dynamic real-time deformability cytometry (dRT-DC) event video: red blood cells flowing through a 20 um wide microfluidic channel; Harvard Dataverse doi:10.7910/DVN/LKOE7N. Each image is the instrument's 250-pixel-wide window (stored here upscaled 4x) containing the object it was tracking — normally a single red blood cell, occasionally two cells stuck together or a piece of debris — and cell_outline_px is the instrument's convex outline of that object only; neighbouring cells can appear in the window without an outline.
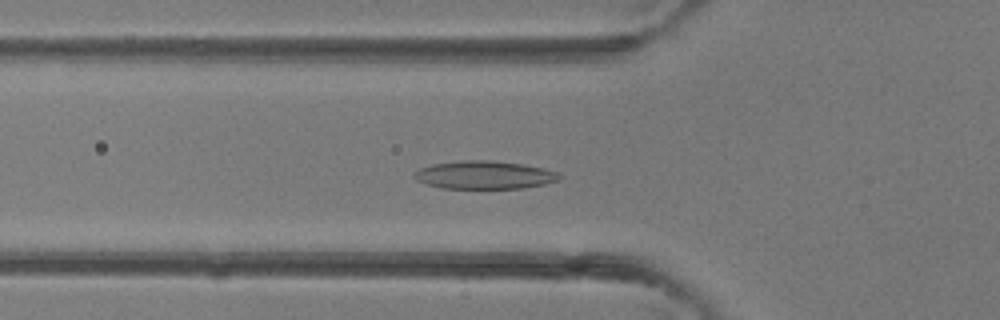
{"species": "common noctule bat (a hibernating species)", "species_latin": "Nyctalus noctula", "temperature_condition": "room temperature", "stored_images_in_passage": 42, "camera_frame_rate_fps": 3000, "um_per_image_px": 0.085, "animal": {"sex": "female"}, "frame": {"image": 1, "passage_image": 14, "time_ms": 4.333, "image_size_px": [1000, 320], "cell_outline_px": [[564, 176], [560, 180], [544, 184], [524, 188], [440, 188], [416, 180], [412, 176], [412, 172], [420, 168], [432, 164], [464, 160], [492, 160], [524, 164], [544, 168], [560, 172]], "centroid_in_image_um": [41.21, 14.86], "position_along_channel_um": 84.6, "area_um2": 24.04}}
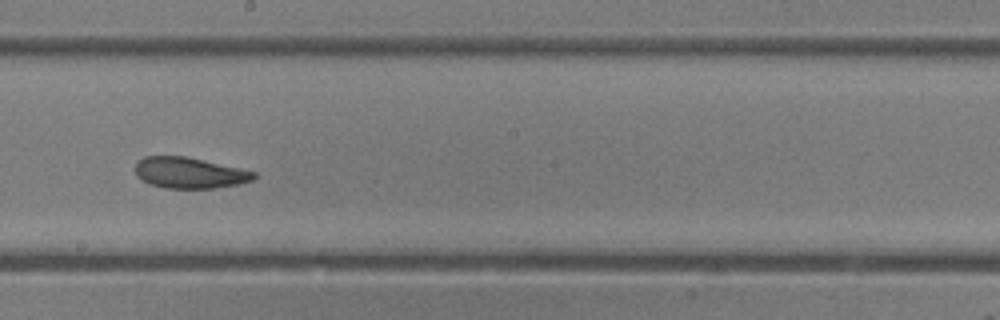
{"frame": {"image": 2, "passage_image": 23, "time_ms": 7.333, "image_size_px": [1000, 320], "cell_outline_px": [[256, 176], [252, 180], [240, 184], [216, 188], [164, 188], [148, 184], [140, 180], [136, 176], [136, 160], [144, 156], [184, 156], [240, 168], [256, 172]], "centroid_in_image_um": [16.07, 14.7], "position_along_channel_um": 232.1, "area_um2": 21.56}}
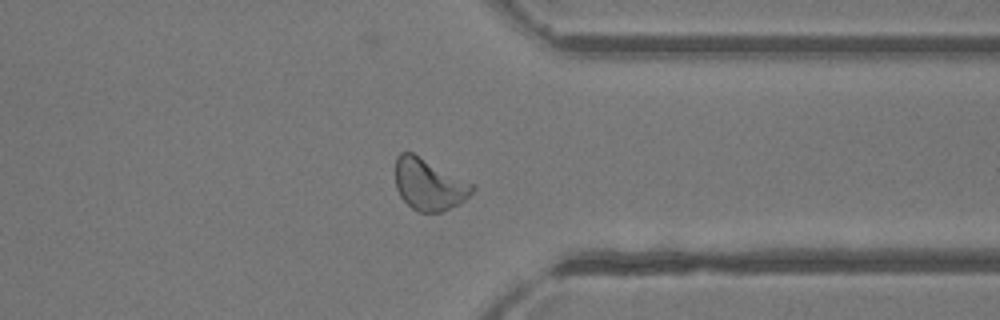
{"frame": {"image": 3, "passage_image": 32, "time_ms": 10.333, "image_size_px": [1000, 320], "cell_outline_px": [[476, 188], [460, 204], [440, 212], [420, 212], [412, 208], [400, 196], [396, 188], [396, 156], [400, 152], [412, 152], [476, 184]], "centroid_in_image_um": [36.49, 15.67], "position_along_channel_um": 374.9, "area_um2": 23.24}}